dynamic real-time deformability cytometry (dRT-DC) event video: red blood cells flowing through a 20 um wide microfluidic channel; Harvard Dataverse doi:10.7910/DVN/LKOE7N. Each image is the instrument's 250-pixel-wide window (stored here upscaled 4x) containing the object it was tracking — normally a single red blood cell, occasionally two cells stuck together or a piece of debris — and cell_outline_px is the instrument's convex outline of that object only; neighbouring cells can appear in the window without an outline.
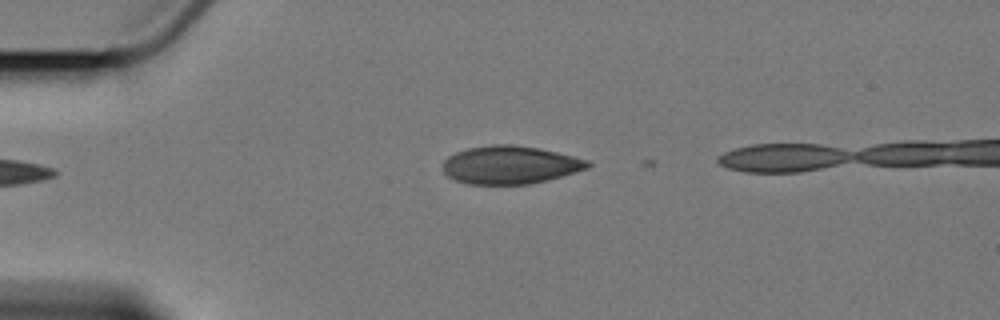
{"species": "Egyptian fruit bat (a non-hibernating species)", "species_latin": "Rousettus aegyptiacus", "temperature_condition": "cold", "stored_images_in_passage": 2, "camera_frame_rate_fps": 3000, "um_per_image_px": 0.085, "animal": {"sex": "female"}, "frame": {"image": 1, "passage_image": 1, "time_ms": 0.0, "image_size_px": [1000, 320], "cell_outline_px": [[592, 164], [588, 168], [560, 176], [528, 184], [468, 184], [456, 180], [448, 176], [444, 172], [444, 160], [448, 156], [456, 152], [468, 148], [492, 144], [512, 144], [540, 148], [588, 160]], "centroid_in_image_um": [43.34, 14.0], "position_along_channel_um": 41.7, "area_um2": 31.85}}